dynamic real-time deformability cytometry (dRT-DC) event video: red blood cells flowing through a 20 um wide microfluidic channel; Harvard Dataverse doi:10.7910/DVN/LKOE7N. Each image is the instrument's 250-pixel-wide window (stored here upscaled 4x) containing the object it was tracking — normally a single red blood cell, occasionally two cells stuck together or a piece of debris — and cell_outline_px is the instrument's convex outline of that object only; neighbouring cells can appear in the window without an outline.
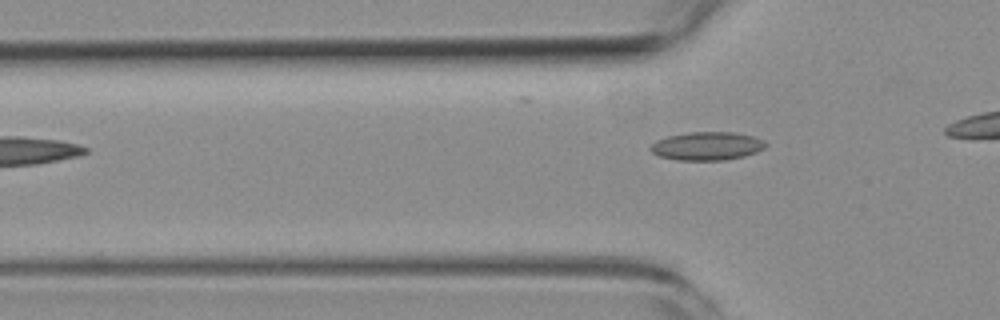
{"species": "common noctule bat (a hibernating species)", "species_latin": "Nyctalus noctula", "temperature_condition": "room temperature", "stored_images_in_passage": 4, "camera_frame_rate_fps": 3000, "um_per_image_px": 0.085, "animal": {"sex": "female", "body_mass_g": 19.3, "forearm_length_mm": 54.1}, "frame": {"image": 1, "passage_image": 4, "time_ms": 3.333, "image_size_px": [1000, 320], "cell_outline_px": [[768, 144], [764, 148], [756, 152], [744, 156], [724, 160], [676, 160], [660, 156], [652, 152], [648, 148], [656, 140], [668, 136], [688, 132], [732, 132], [752, 136], [764, 140]], "centroid_in_image_um": [60.09, 12.41], "position_along_channel_um": 65.7, "area_um2": 19.02}}